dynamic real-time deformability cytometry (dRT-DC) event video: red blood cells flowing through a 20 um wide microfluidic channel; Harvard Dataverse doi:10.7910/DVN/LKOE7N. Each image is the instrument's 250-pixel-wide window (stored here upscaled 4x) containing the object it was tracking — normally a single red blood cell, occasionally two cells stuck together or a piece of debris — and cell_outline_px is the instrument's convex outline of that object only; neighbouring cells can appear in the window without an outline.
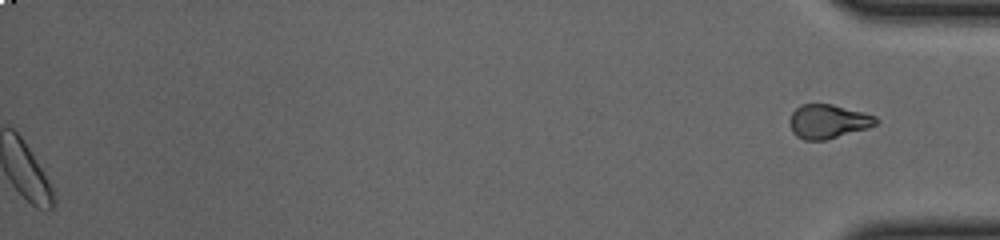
{"species": "common noctule bat (a hibernating species)", "species_latin": "Nyctalus noctula", "temperature_condition": "cold", "stored_images_in_passage": 47, "segment_of_instrument_passage": [2, 2], "camera_frame_rate_fps": 3000, "um_per_image_px": 0.085, "animal": {"sex": "female", "body_mass_g": 23.0, "forearm_length_mm": 53.4}, "frame": {"image": 1, "passage_image": 47, "time_ms": 15.333, "image_size_px": [1000, 240], "cell_outline_px": [[880, 120], [876, 124], [868, 128], [824, 140], [804, 140], [796, 136], [792, 132], [788, 124], [788, 120], [792, 112], [800, 104], [832, 104], [864, 112], [876, 116]], "centroid_in_image_um": [70.36, 10.31], "position_along_channel_um": 364.8, "area_um2": 17.28}}